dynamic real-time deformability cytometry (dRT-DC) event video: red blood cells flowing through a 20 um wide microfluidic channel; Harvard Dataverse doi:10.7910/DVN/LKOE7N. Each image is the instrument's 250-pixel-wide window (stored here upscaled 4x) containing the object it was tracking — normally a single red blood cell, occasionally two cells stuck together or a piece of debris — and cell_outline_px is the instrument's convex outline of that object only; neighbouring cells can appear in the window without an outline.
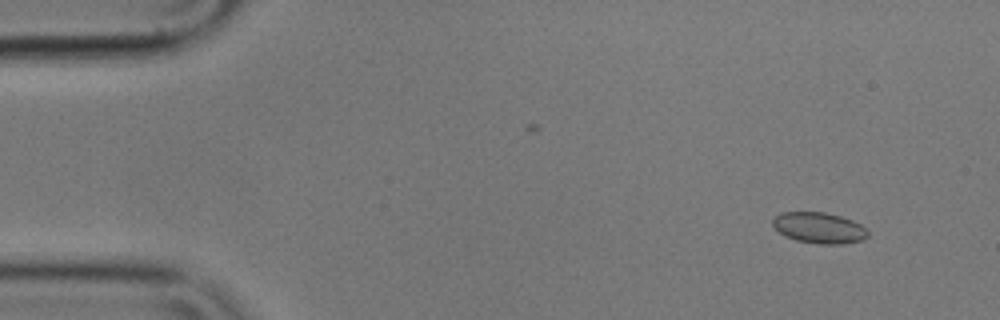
{"species": "common noctule bat (a hibernating species)", "species_latin": "Nyctalus noctula", "temperature_condition": "cold", "stored_images_in_passage": 7, "camera_frame_rate_fps": 3000, "um_per_image_px": 0.085, "animal": {"sex": "male", "body_mass_g": 17.9}, "frame": {"image": 1, "passage_image": 1, "time_ms": 0.0, "image_size_px": [1000, 320], "cell_outline_px": [[868, 236], [864, 240], [844, 244], [820, 244], [796, 240], [784, 236], [772, 224], [772, 220], [780, 212], [824, 212], [840, 216], [852, 220], [860, 224], [868, 232]], "centroid_in_image_um": [69.63, 19.37], "position_along_channel_um": 15.4, "area_um2": 17.17}}
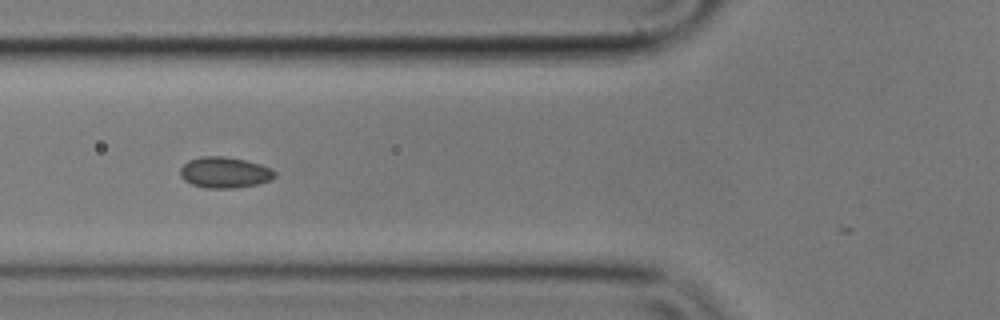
{"frame": {"image": 2, "passage_image": 5, "time_ms": 1.333, "image_size_px": [1000, 320], "cell_outline_px": [[276, 176], [272, 180], [256, 184], [232, 188], [204, 188], [192, 184], [184, 180], [180, 176], [180, 168], [188, 160], [200, 156], [224, 156], [244, 160], [260, 164], [272, 168], [276, 172]], "centroid_in_image_um": [19.09, 14.65], "position_along_channel_um": 106.7, "area_um2": 17.17}}
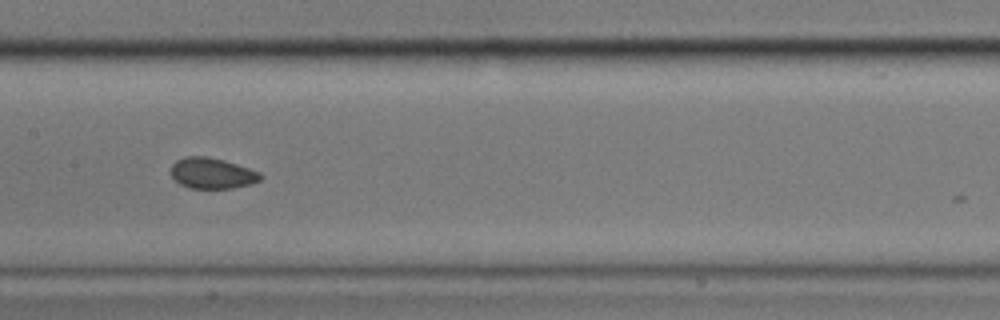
{"frame": {"image": 3, "passage_image": 7, "time_ms": 2.0, "image_size_px": [1000, 320], "cell_outline_px": [[264, 176], [260, 180], [252, 184], [232, 188], [188, 188], [180, 184], [168, 172], [172, 164], [176, 160], [184, 156], [204, 156], [224, 160], [260, 172]], "centroid_in_image_um": [18.0, 14.72], "position_along_channel_um": 189.4, "area_um2": 16.24}}